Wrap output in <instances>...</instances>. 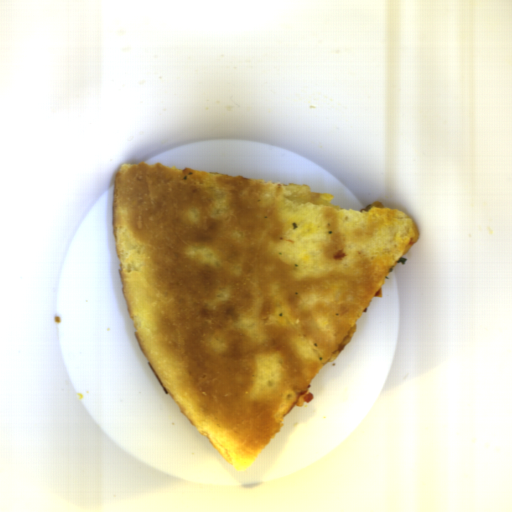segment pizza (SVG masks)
Segmentation results:
<instances>
[{
  "mask_svg": "<svg viewBox=\"0 0 512 512\" xmlns=\"http://www.w3.org/2000/svg\"><path fill=\"white\" fill-rule=\"evenodd\" d=\"M111 229L148 367L239 472L314 398L309 384L420 238L397 208L159 162L120 166Z\"/></svg>",
  "mask_w": 512,
  "mask_h": 512,
  "instance_id": "dd6c1bee",
  "label": "pizza"
}]
</instances>
